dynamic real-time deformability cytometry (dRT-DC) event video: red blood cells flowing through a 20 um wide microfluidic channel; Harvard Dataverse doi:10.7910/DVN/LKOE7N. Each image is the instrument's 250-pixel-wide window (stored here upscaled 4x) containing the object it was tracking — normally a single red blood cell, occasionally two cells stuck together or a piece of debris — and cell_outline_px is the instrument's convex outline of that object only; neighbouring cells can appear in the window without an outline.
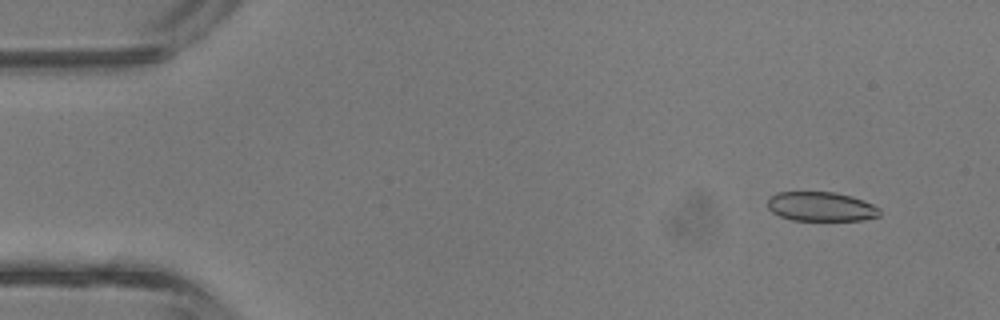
{"species": "common noctule bat (a hibernating species)", "species_latin": "Nyctalus noctula", "temperature_condition": "room temperature", "stored_images_in_passage": 41, "camera_frame_rate_fps": 3000, "um_per_image_px": 0.085, "animal": {"sex": "male", "body_mass_g": 13.3}, "frame": {"image": 1, "passage_image": 4, "time_ms": 1.0, "image_size_px": [1000, 320], "cell_outline_px": [[880, 216], [864, 220], [792, 220], [780, 216], [772, 212], [768, 208], [768, 196], [776, 192], [836, 192], [852, 196], [864, 200], [880, 208]], "centroid_in_image_um": [69.79, 17.55], "position_along_channel_um": 15.2, "area_um2": 19.36}}
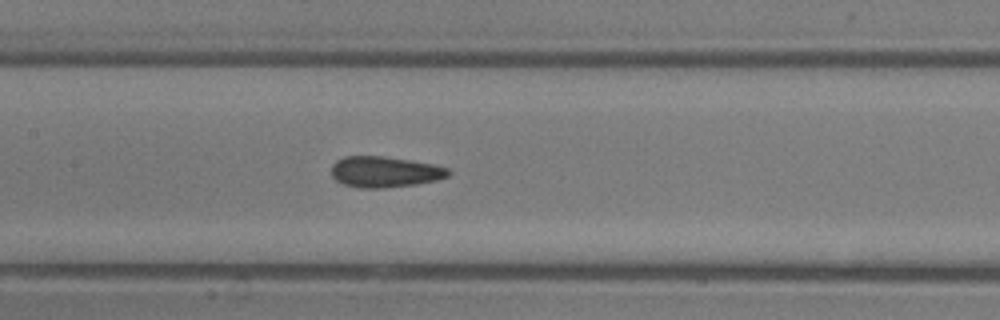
{"frame": {"image": 2, "passage_image": 20, "time_ms": 6.333, "image_size_px": [1000, 320], "cell_outline_px": [[452, 172], [448, 176], [436, 180], [416, 184], [384, 188], [360, 188], [344, 184], [336, 180], [332, 176], [332, 164], [336, 160], [344, 156], [384, 156], [432, 164], [448, 168]], "centroid_in_image_um": [32.69, 14.61], "position_along_channel_um": 174.7, "area_um2": 21.04}}
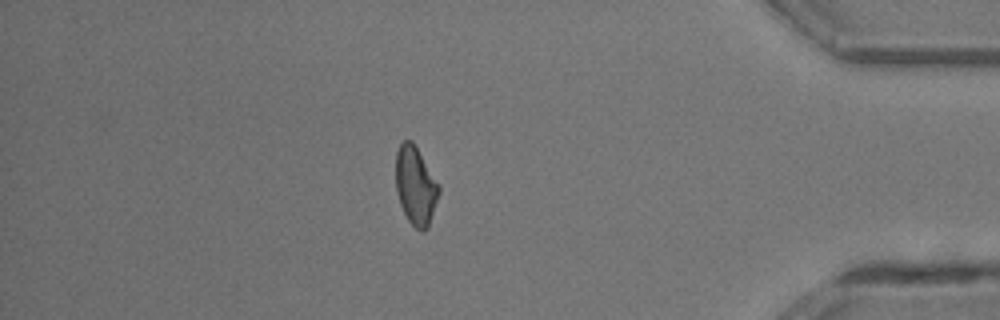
{"frame": {"image": 3, "passage_image": 36, "time_ms": 11.667, "image_size_px": [1000, 320], "cell_outline_px": [[440, 192], [428, 228], [420, 232], [408, 220], [400, 204], [396, 192], [396, 152], [400, 144], [404, 140], [412, 140], [440, 184]], "centroid_in_image_um": [35.33, 15.78], "position_along_channel_um": 399.9, "area_um2": 19.83}, "authors_computed_cell_mechanics": {"area_um2": 20.808, "velocity_mm_per_s": 4.9849, "shape_relaxation_time_tau1_ms": 4.7125, "shape_relaxation_time_tau2_ms": 1.2414, "deformation_change_tau1": 0.1203, "deformation_change_tau2": 0.084}}